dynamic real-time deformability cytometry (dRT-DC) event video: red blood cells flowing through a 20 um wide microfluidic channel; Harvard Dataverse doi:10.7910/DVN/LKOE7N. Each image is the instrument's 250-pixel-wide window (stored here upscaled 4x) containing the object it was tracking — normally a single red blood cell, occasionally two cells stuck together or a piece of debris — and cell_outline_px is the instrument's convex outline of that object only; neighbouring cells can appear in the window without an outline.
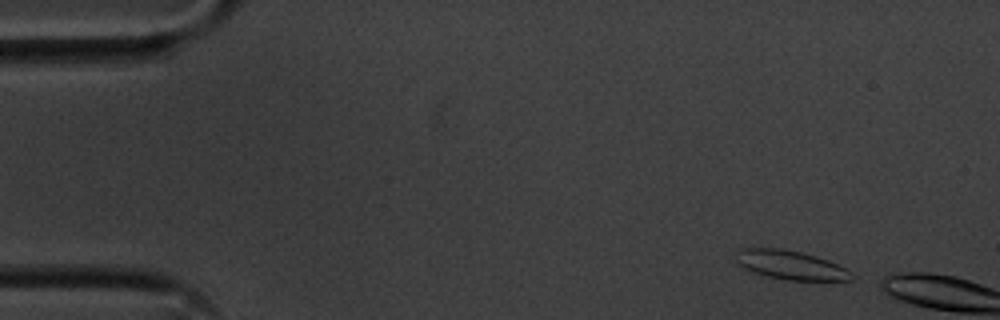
{"species": "common noctule bat (a hibernating species)", "species_latin": "Nyctalus noctula", "temperature_condition": "cold", "stored_images_in_passage": 3, "camera_frame_rate_fps": 3000, "um_per_image_px": 0.085, "animal": {"sex": "male", "body_mass_g": 20.1, "forearm_length_mm": 53.5}, "frame": {"image": 1, "passage_image": 1, "time_ms": 0.0, "image_size_px": [1000, 320], "cell_outline_px": [[840, 280], [800, 280], [776, 276], [764, 272], [772, 252], [792, 252], [808, 256], [832, 264]], "centroid_in_image_um": [67.99, 22.72], "position_along_channel_um": 17.0, "area_um2": 11.16}}